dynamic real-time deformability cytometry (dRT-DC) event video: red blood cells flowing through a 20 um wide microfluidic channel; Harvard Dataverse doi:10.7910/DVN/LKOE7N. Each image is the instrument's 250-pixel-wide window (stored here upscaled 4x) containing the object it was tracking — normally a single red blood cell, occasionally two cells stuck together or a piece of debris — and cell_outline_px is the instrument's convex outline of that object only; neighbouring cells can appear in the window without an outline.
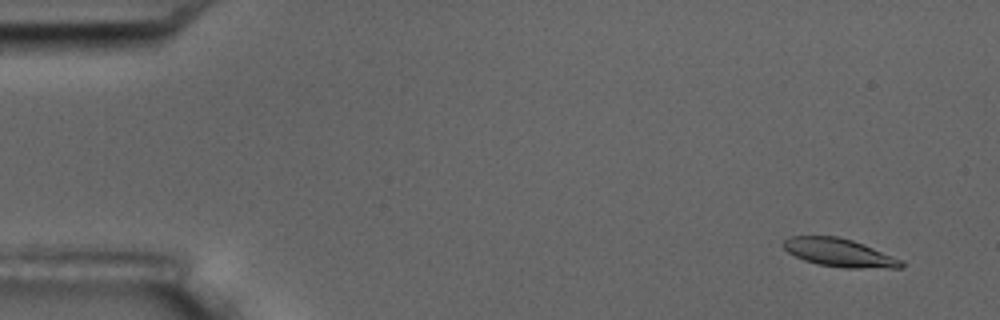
{"species": "common noctule bat (a hibernating species)", "species_latin": "Nyctalus noctula", "temperature_condition": "room temperature", "stored_images_in_passage": 4, "camera_frame_rate_fps": 3000, "um_per_image_px": 0.085, "animal": {"sex": "male", "body_mass_g": 17.5, "forearm_length_mm": 52.3}, "frame": {"image": 1, "passage_image": 2, "time_ms": 1.0, "image_size_px": [1000, 320], "cell_outline_px": [[904, 268], [844, 268], [820, 264], [804, 260], [788, 252], [784, 248], [784, 240], [792, 236], [836, 236], [852, 240], [864, 244], [904, 260]], "centroid_in_image_um": [71.41, 21.48], "position_along_channel_um": 13.6, "area_um2": 19.31}}